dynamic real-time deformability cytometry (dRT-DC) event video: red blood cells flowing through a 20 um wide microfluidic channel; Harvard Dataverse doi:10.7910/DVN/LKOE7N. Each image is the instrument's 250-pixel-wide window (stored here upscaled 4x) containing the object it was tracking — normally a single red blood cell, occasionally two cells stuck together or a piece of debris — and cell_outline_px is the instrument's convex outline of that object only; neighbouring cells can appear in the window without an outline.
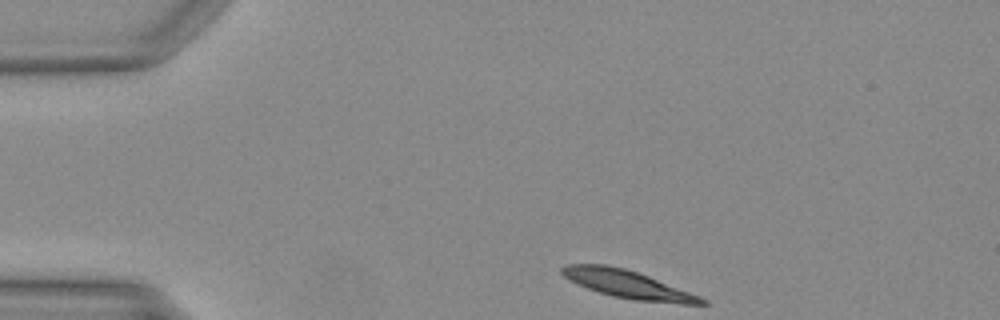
{"species": "Egyptian fruit bat (a non-hibernating species)", "species_latin": "Rousettus aegyptiacus", "temperature_condition": "warm", "stored_images_in_passage": 36, "camera_frame_rate_fps": 3000, "um_per_image_px": 0.085, "animal": {"sex": "female"}, "frame": {"image": 1, "passage_image": 1, "time_ms": 0.0, "image_size_px": [1000, 320], "cell_outline_px": [[708, 304], [680, 304], [632, 300], [612, 296], [576, 284], [564, 276], [560, 272], [560, 268], [568, 264], [604, 264], [624, 268], [648, 276], [700, 296], [708, 300]], "centroid_in_image_um": [53.36, 24.17], "position_along_channel_um": 31.6, "area_um2": 22.6}}
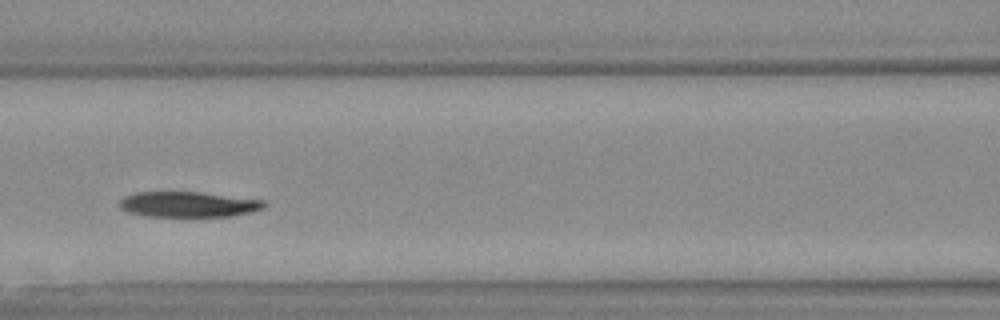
{"frame": {"image": 2, "passage_image": 14, "time_ms": 4.333, "image_size_px": [1000, 320], "cell_outline_px": [[268, 204], [264, 208], [252, 212], [232, 216], [144, 216], [124, 212], [116, 204], [124, 196], [136, 192], [200, 192], [264, 200]], "centroid_in_image_um": [15.97, 17.37], "position_along_channel_um": 150.6, "area_um2": 21.73}}
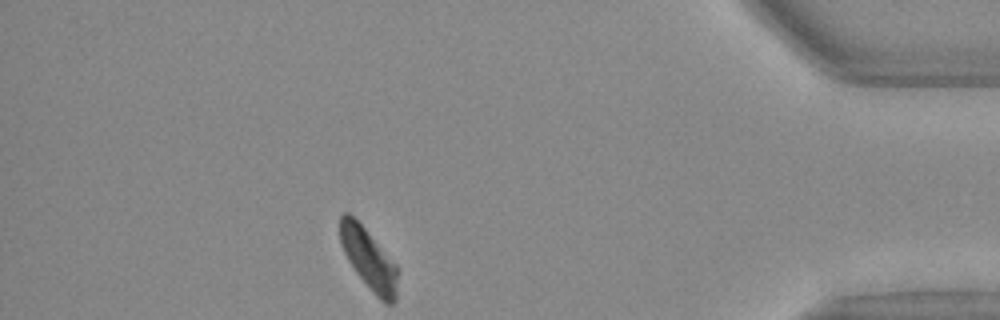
{"frame": {"image": 3, "passage_image": 36, "time_ms": 11.667, "image_size_px": [1000, 320], "cell_outline_px": [[400, 272], [396, 300], [392, 304], [384, 304], [372, 292], [356, 272], [348, 260], [344, 252], [340, 240], [340, 216], [344, 212], [348, 212], [364, 228], [400, 268]], "centroid_in_image_um": [31.4, 22.08], "position_along_channel_um": 403.8, "area_um2": 20.63}}